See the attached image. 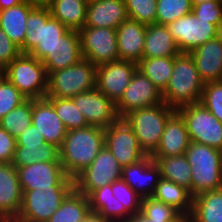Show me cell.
<instances>
[{
    "mask_svg": "<svg viewBox=\"0 0 222 222\" xmlns=\"http://www.w3.org/2000/svg\"><path fill=\"white\" fill-rule=\"evenodd\" d=\"M105 146V130L96 126L67 131L59 148L60 162L71 178L84 171Z\"/></svg>",
    "mask_w": 222,
    "mask_h": 222,
    "instance_id": "obj_1",
    "label": "cell"
},
{
    "mask_svg": "<svg viewBox=\"0 0 222 222\" xmlns=\"http://www.w3.org/2000/svg\"><path fill=\"white\" fill-rule=\"evenodd\" d=\"M203 87L190 53H179L174 58L172 75L162 91V99L167 106L177 110L185 105L200 103Z\"/></svg>",
    "mask_w": 222,
    "mask_h": 222,
    "instance_id": "obj_2",
    "label": "cell"
},
{
    "mask_svg": "<svg viewBox=\"0 0 222 222\" xmlns=\"http://www.w3.org/2000/svg\"><path fill=\"white\" fill-rule=\"evenodd\" d=\"M67 30L52 17L49 7H35L27 17V31L20 52L42 61Z\"/></svg>",
    "mask_w": 222,
    "mask_h": 222,
    "instance_id": "obj_3",
    "label": "cell"
},
{
    "mask_svg": "<svg viewBox=\"0 0 222 222\" xmlns=\"http://www.w3.org/2000/svg\"><path fill=\"white\" fill-rule=\"evenodd\" d=\"M185 155L191 166V196L222 188V151L191 141Z\"/></svg>",
    "mask_w": 222,
    "mask_h": 222,
    "instance_id": "obj_4",
    "label": "cell"
},
{
    "mask_svg": "<svg viewBox=\"0 0 222 222\" xmlns=\"http://www.w3.org/2000/svg\"><path fill=\"white\" fill-rule=\"evenodd\" d=\"M175 112L174 108L162 102L152 107L132 111L124 117L146 155H152L159 147L166 123Z\"/></svg>",
    "mask_w": 222,
    "mask_h": 222,
    "instance_id": "obj_5",
    "label": "cell"
},
{
    "mask_svg": "<svg viewBox=\"0 0 222 222\" xmlns=\"http://www.w3.org/2000/svg\"><path fill=\"white\" fill-rule=\"evenodd\" d=\"M1 74L27 99L46 97L48 75L43 63L29 53H21Z\"/></svg>",
    "mask_w": 222,
    "mask_h": 222,
    "instance_id": "obj_6",
    "label": "cell"
},
{
    "mask_svg": "<svg viewBox=\"0 0 222 222\" xmlns=\"http://www.w3.org/2000/svg\"><path fill=\"white\" fill-rule=\"evenodd\" d=\"M97 66L86 59L48 74L46 97L72 98L96 85Z\"/></svg>",
    "mask_w": 222,
    "mask_h": 222,
    "instance_id": "obj_7",
    "label": "cell"
},
{
    "mask_svg": "<svg viewBox=\"0 0 222 222\" xmlns=\"http://www.w3.org/2000/svg\"><path fill=\"white\" fill-rule=\"evenodd\" d=\"M74 186H50L23 191L22 204L14 222H47Z\"/></svg>",
    "mask_w": 222,
    "mask_h": 222,
    "instance_id": "obj_8",
    "label": "cell"
},
{
    "mask_svg": "<svg viewBox=\"0 0 222 222\" xmlns=\"http://www.w3.org/2000/svg\"><path fill=\"white\" fill-rule=\"evenodd\" d=\"M184 119L191 141L222 151V123L201 103L176 110Z\"/></svg>",
    "mask_w": 222,
    "mask_h": 222,
    "instance_id": "obj_9",
    "label": "cell"
},
{
    "mask_svg": "<svg viewBox=\"0 0 222 222\" xmlns=\"http://www.w3.org/2000/svg\"><path fill=\"white\" fill-rule=\"evenodd\" d=\"M122 166L104 146L92 163L74 179V188L88 196L93 190L121 179Z\"/></svg>",
    "mask_w": 222,
    "mask_h": 222,
    "instance_id": "obj_10",
    "label": "cell"
},
{
    "mask_svg": "<svg viewBox=\"0 0 222 222\" xmlns=\"http://www.w3.org/2000/svg\"><path fill=\"white\" fill-rule=\"evenodd\" d=\"M180 53H190L200 45L217 36L212 20L197 18L193 13L167 25Z\"/></svg>",
    "mask_w": 222,
    "mask_h": 222,
    "instance_id": "obj_11",
    "label": "cell"
},
{
    "mask_svg": "<svg viewBox=\"0 0 222 222\" xmlns=\"http://www.w3.org/2000/svg\"><path fill=\"white\" fill-rule=\"evenodd\" d=\"M79 34L82 56L93 65L119 60L115 28L84 27Z\"/></svg>",
    "mask_w": 222,
    "mask_h": 222,
    "instance_id": "obj_12",
    "label": "cell"
},
{
    "mask_svg": "<svg viewBox=\"0 0 222 222\" xmlns=\"http://www.w3.org/2000/svg\"><path fill=\"white\" fill-rule=\"evenodd\" d=\"M104 130L105 146L122 167L135 164L147 156L139 146L131 126L124 118H118Z\"/></svg>",
    "mask_w": 222,
    "mask_h": 222,
    "instance_id": "obj_13",
    "label": "cell"
},
{
    "mask_svg": "<svg viewBox=\"0 0 222 222\" xmlns=\"http://www.w3.org/2000/svg\"><path fill=\"white\" fill-rule=\"evenodd\" d=\"M162 102L161 90L136 69L123 96L116 103V113L119 118H124L132 111L152 107Z\"/></svg>",
    "mask_w": 222,
    "mask_h": 222,
    "instance_id": "obj_14",
    "label": "cell"
},
{
    "mask_svg": "<svg viewBox=\"0 0 222 222\" xmlns=\"http://www.w3.org/2000/svg\"><path fill=\"white\" fill-rule=\"evenodd\" d=\"M15 168L22 191L50 186H74V179L66 174L61 162H38Z\"/></svg>",
    "mask_w": 222,
    "mask_h": 222,
    "instance_id": "obj_15",
    "label": "cell"
},
{
    "mask_svg": "<svg viewBox=\"0 0 222 222\" xmlns=\"http://www.w3.org/2000/svg\"><path fill=\"white\" fill-rule=\"evenodd\" d=\"M136 69L137 63L128 60H116L99 65L95 87L116 104L130 84Z\"/></svg>",
    "mask_w": 222,
    "mask_h": 222,
    "instance_id": "obj_16",
    "label": "cell"
},
{
    "mask_svg": "<svg viewBox=\"0 0 222 222\" xmlns=\"http://www.w3.org/2000/svg\"><path fill=\"white\" fill-rule=\"evenodd\" d=\"M72 99L89 126L105 129L119 118L116 113V104L96 87L79 93Z\"/></svg>",
    "mask_w": 222,
    "mask_h": 222,
    "instance_id": "obj_17",
    "label": "cell"
},
{
    "mask_svg": "<svg viewBox=\"0 0 222 222\" xmlns=\"http://www.w3.org/2000/svg\"><path fill=\"white\" fill-rule=\"evenodd\" d=\"M23 191L12 163H0V222H14L20 212Z\"/></svg>",
    "mask_w": 222,
    "mask_h": 222,
    "instance_id": "obj_18",
    "label": "cell"
},
{
    "mask_svg": "<svg viewBox=\"0 0 222 222\" xmlns=\"http://www.w3.org/2000/svg\"><path fill=\"white\" fill-rule=\"evenodd\" d=\"M160 178V167L151 155L135 164L122 167L121 179L142 198L154 194Z\"/></svg>",
    "mask_w": 222,
    "mask_h": 222,
    "instance_id": "obj_19",
    "label": "cell"
},
{
    "mask_svg": "<svg viewBox=\"0 0 222 222\" xmlns=\"http://www.w3.org/2000/svg\"><path fill=\"white\" fill-rule=\"evenodd\" d=\"M32 124L44 135L46 143L60 148L67 130L57 116L53 104L46 97L32 99Z\"/></svg>",
    "mask_w": 222,
    "mask_h": 222,
    "instance_id": "obj_20",
    "label": "cell"
},
{
    "mask_svg": "<svg viewBox=\"0 0 222 222\" xmlns=\"http://www.w3.org/2000/svg\"><path fill=\"white\" fill-rule=\"evenodd\" d=\"M81 59L83 56L79 31L68 29L41 62L48 75L51 72L74 65Z\"/></svg>",
    "mask_w": 222,
    "mask_h": 222,
    "instance_id": "obj_21",
    "label": "cell"
},
{
    "mask_svg": "<svg viewBox=\"0 0 222 222\" xmlns=\"http://www.w3.org/2000/svg\"><path fill=\"white\" fill-rule=\"evenodd\" d=\"M127 19L125 0H92L87 4L85 27L117 29Z\"/></svg>",
    "mask_w": 222,
    "mask_h": 222,
    "instance_id": "obj_22",
    "label": "cell"
},
{
    "mask_svg": "<svg viewBox=\"0 0 222 222\" xmlns=\"http://www.w3.org/2000/svg\"><path fill=\"white\" fill-rule=\"evenodd\" d=\"M202 82L222 81V41L217 37L208 40L190 52Z\"/></svg>",
    "mask_w": 222,
    "mask_h": 222,
    "instance_id": "obj_23",
    "label": "cell"
},
{
    "mask_svg": "<svg viewBox=\"0 0 222 222\" xmlns=\"http://www.w3.org/2000/svg\"><path fill=\"white\" fill-rule=\"evenodd\" d=\"M191 143L184 119L176 111L167 121L159 147L151 157H169L185 154Z\"/></svg>",
    "mask_w": 222,
    "mask_h": 222,
    "instance_id": "obj_24",
    "label": "cell"
},
{
    "mask_svg": "<svg viewBox=\"0 0 222 222\" xmlns=\"http://www.w3.org/2000/svg\"><path fill=\"white\" fill-rule=\"evenodd\" d=\"M147 25L127 19L116 29L119 60L138 63L143 58Z\"/></svg>",
    "mask_w": 222,
    "mask_h": 222,
    "instance_id": "obj_25",
    "label": "cell"
},
{
    "mask_svg": "<svg viewBox=\"0 0 222 222\" xmlns=\"http://www.w3.org/2000/svg\"><path fill=\"white\" fill-rule=\"evenodd\" d=\"M180 51L169 32L167 25H147L143 58L176 56Z\"/></svg>",
    "mask_w": 222,
    "mask_h": 222,
    "instance_id": "obj_26",
    "label": "cell"
},
{
    "mask_svg": "<svg viewBox=\"0 0 222 222\" xmlns=\"http://www.w3.org/2000/svg\"><path fill=\"white\" fill-rule=\"evenodd\" d=\"M187 219L190 222H222V188L194 196Z\"/></svg>",
    "mask_w": 222,
    "mask_h": 222,
    "instance_id": "obj_27",
    "label": "cell"
},
{
    "mask_svg": "<svg viewBox=\"0 0 222 222\" xmlns=\"http://www.w3.org/2000/svg\"><path fill=\"white\" fill-rule=\"evenodd\" d=\"M35 7L21 3L2 10L0 28L8 37L21 48L27 31V17Z\"/></svg>",
    "mask_w": 222,
    "mask_h": 222,
    "instance_id": "obj_28",
    "label": "cell"
},
{
    "mask_svg": "<svg viewBox=\"0 0 222 222\" xmlns=\"http://www.w3.org/2000/svg\"><path fill=\"white\" fill-rule=\"evenodd\" d=\"M186 219L172 206L150 196L142 198L140 213L131 215L125 222H184Z\"/></svg>",
    "mask_w": 222,
    "mask_h": 222,
    "instance_id": "obj_29",
    "label": "cell"
},
{
    "mask_svg": "<svg viewBox=\"0 0 222 222\" xmlns=\"http://www.w3.org/2000/svg\"><path fill=\"white\" fill-rule=\"evenodd\" d=\"M152 197L172 206L186 218L191 214L193 197L189 190L171 180L161 177Z\"/></svg>",
    "mask_w": 222,
    "mask_h": 222,
    "instance_id": "obj_30",
    "label": "cell"
},
{
    "mask_svg": "<svg viewBox=\"0 0 222 222\" xmlns=\"http://www.w3.org/2000/svg\"><path fill=\"white\" fill-rule=\"evenodd\" d=\"M87 4L84 0H53L48 7L53 18L79 31L85 27Z\"/></svg>",
    "mask_w": 222,
    "mask_h": 222,
    "instance_id": "obj_31",
    "label": "cell"
},
{
    "mask_svg": "<svg viewBox=\"0 0 222 222\" xmlns=\"http://www.w3.org/2000/svg\"><path fill=\"white\" fill-rule=\"evenodd\" d=\"M89 211L88 196L74 188L47 222H81Z\"/></svg>",
    "mask_w": 222,
    "mask_h": 222,
    "instance_id": "obj_32",
    "label": "cell"
},
{
    "mask_svg": "<svg viewBox=\"0 0 222 222\" xmlns=\"http://www.w3.org/2000/svg\"><path fill=\"white\" fill-rule=\"evenodd\" d=\"M159 165L161 177L184 186L191 194V166L185 154L169 157H152Z\"/></svg>",
    "mask_w": 222,
    "mask_h": 222,
    "instance_id": "obj_33",
    "label": "cell"
},
{
    "mask_svg": "<svg viewBox=\"0 0 222 222\" xmlns=\"http://www.w3.org/2000/svg\"><path fill=\"white\" fill-rule=\"evenodd\" d=\"M175 56L142 58L137 69L147 76L161 92L166 88L172 75Z\"/></svg>",
    "mask_w": 222,
    "mask_h": 222,
    "instance_id": "obj_34",
    "label": "cell"
},
{
    "mask_svg": "<svg viewBox=\"0 0 222 222\" xmlns=\"http://www.w3.org/2000/svg\"><path fill=\"white\" fill-rule=\"evenodd\" d=\"M38 162H60L59 147L51 143H44L41 146L16 147L11 163L15 167H22Z\"/></svg>",
    "mask_w": 222,
    "mask_h": 222,
    "instance_id": "obj_35",
    "label": "cell"
},
{
    "mask_svg": "<svg viewBox=\"0 0 222 222\" xmlns=\"http://www.w3.org/2000/svg\"><path fill=\"white\" fill-rule=\"evenodd\" d=\"M112 193L118 201V222H125L131 215L140 213L142 197H140L122 179L111 183Z\"/></svg>",
    "mask_w": 222,
    "mask_h": 222,
    "instance_id": "obj_36",
    "label": "cell"
},
{
    "mask_svg": "<svg viewBox=\"0 0 222 222\" xmlns=\"http://www.w3.org/2000/svg\"><path fill=\"white\" fill-rule=\"evenodd\" d=\"M32 124V99H26L0 119V126L17 137Z\"/></svg>",
    "mask_w": 222,
    "mask_h": 222,
    "instance_id": "obj_37",
    "label": "cell"
},
{
    "mask_svg": "<svg viewBox=\"0 0 222 222\" xmlns=\"http://www.w3.org/2000/svg\"><path fill=\"white\" fill-rule=\"evenodd\" d=\"M88 199L91 211L99 212L110 222H118V201L112 193L111 184L93 190Z\"/></svg>",
    "mask_w": 222,
    "mask_h": 222,
    "instance_id": "obj_38",
    "label": "cell"
},
{
    "mask_svg": "<svg viewBox=\"0 0 222 222\" xmlns=\"http://www.w3.org/2000/svg\"><path fill=\"white\" fill-rule=\"evenodd\" d=\"M54 107L67 131L85 128L88 125L84 115L77 109L72 98L46 97Z\"/></svg>",
    "mask_w": 222,
    "mask_h": 222,
    "instance_id": "obj_39",
    "label": "cell"
},
{
    "mask_svg": "<svg viewBox=\"0 0 222 222\" xmlns=\"http://www.w3.org/2000/svg\"><path fill=\"white\" fill-rule=\"evenodd\" d=\"M156 24L168 25L192 13L190 0H157Z\"/></svg>",
    "mask_w": 222,
    "mask_h": 222,
    "instance_id": "obj_40",
    "label": "cell"
},
{
    "mask_svg": "<svg viewBox=\"0 0 222 222\" xmlns=\"http://www.w3.org/2000/svg\"><path fill=\"white\" fill-rule=\"evenodd\" d=\"M128 19L150 25L156 23L157 0H125Z\"/></svg>",
    "mask_w": 222,
    "mask_h": 222,
    "instance_id": "obj_41",
    "label": "cell"
},
{
    "mask_svg": "<svg viewBox=\"0 0 222 222\" xmlns=\"http://www.w3.org/2000/svg\"><path fill=\"white\" fill-rule=\"evenodd\" d=\"M27 98L2 74H0V119Z\"/></svg>",
    "mask_w": 222,
    "mask_h": 222,
    "instance_id": "obj_42",
    "label": "cell"
},
{
    "mask_svg": "<svg viewBox=\"0 0 222 222\" xmlns=\"http://www.w3.org/2000/svg\"><path fill=\"white\" fill-rule=\"evenodd\" d=\"M200 103L222 123V81L205 83Z\"/></svg>",
    "mask_w": 222,
    "mask_h": 222,
    "instance_id": "obj_43",
    "label": "cell"
},
{
    "mask_svg": "<svg viewBox=\"0 0 222 222\" xmlns=\"http://www.w3.org/2000/svg\"><path fill=\"white\" fill-rule=\"evenodd\" d=\"M192 13L195 17L212 20V25L218 27L222 21V2L207 1L193 6Z\"/></svg>",
    "mask_w": 222,
    "mask_h": 222,
    "instance_id": "obj_44",
    "label": "cell"
},
{
    "mask_svg": "<svg viewBox=\"0 0 222 222\" xmlns=\"http://www.w3.org/2000/svg\"><path fill=\"white\" fill-rule=\"evenodd\" d=\"M20 54V48L0 28V71H3Z\"/></svg>",
    "mask_w": 222,
    "mask_h": 222,
    "instance_id": "obj_45",
    "label": "cell"
},
{
    "mask_svg": "<svg viewBox=\"0 0 222 222\" xmlns=\"http://www.w3.org/2000/svg\"><path fill=\"white\" fill-rule=\"evenodd\" d=\"M16 148V138L0 126V163H11Z\"/></svg>",
    "mask_w": 222,
    "mask_h": 222,
    "instance_id": "obj_46",
    "label": "cell"
},
{
    "mask_svg": "<svg viewBox=\"0 0 222 222\" xmlns=\"http://www.w3.org/2000/svg\"><path fill=\"white\" fill-rule=\"evenodd\" d=\"M44 143H46L44 135L40 134L33 124L16 137V147L41 146Z\"/></svg>",
    "mask_w": 222,
    "mask_h": 222,
    "instance_id": "obj_47",
    "label": "cell"
},
{
    "mask_svg": "<svg viewBox=\"0 0 222 222\" xmlns=\"http://www.w3.org/2000/svg\"><path fill=\"white\" fill-rule=\"evenodd\" d=\"M81 222H110L99 212L89 211Z\"/></svg>",
    "mask_w": 222,
    "mask_h": 222,
    "instance_id": "obj_48",
    "label": "cell"
},
{
    "mask_svg": "<svg viewBox=\"0 0 222 222\" xmlns=\"http://www.w3.org/2000/svg\"><path fill=\"white\" fill-rule=\"evenodd\" d=\"M22 3L33 7H48L53 0H21Z\"/></svg>",
    "mask_w": 222,
    "mask_h": 222,
    "instance_id": "obj_49",
    "label": "cell"
},
{
    "mask_svg": "<svg viewBox=\"0 0 222 222\" xmlns=\"http://www.w3.org/2000/svg\"><path fill=\"white\" fill-rule=\"evenodd\" d=\"M21 0H0V7L2 10L21 4Z\"/></svg>",
    "mask_w": 222,
    "mask_h": 222,
    "instance_id": "obj_50",
    "label": "cell"
},
{
    "mask_svg": "<svg viewBox=\"0 0 222 222\" xmlns=\"http://www.w3.org/2000/svg\"><path fill=\"white\" fill-rule=\"evenodd\" d=\"M190 1L192 4V7L199 4V3L207 2V1H221L222 2V0H190Z\"/></svg>",
    "mask_w": 222,
    "mask_h": 222,
    "instance_id": "obj_51",
    "label": "cell"
},
{
    "mask_svg": "<svg viewBox=\"0 0 222 222\" xmlns=\"http://www.w3.org/2000/svg\"><path fill=\"white\" fill-rule=\"evenodd\" d=\"M216 37L222 41V21H221L220 25L217 27V36Z\"/></svg>",
    "mask_w": 222,
    "mask_h": 222,
    "instance_id": "obj_52",
    "label": "cell"
}]
</instances>
